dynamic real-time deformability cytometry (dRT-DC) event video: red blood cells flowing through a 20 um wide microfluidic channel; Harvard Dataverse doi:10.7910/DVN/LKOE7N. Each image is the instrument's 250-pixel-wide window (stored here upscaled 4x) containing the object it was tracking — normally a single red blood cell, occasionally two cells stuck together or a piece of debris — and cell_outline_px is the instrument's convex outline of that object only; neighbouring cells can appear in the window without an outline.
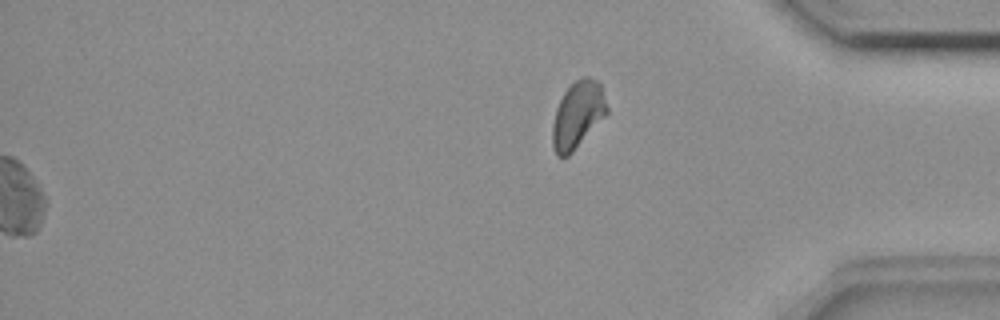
{"species": "common noctule bat (a hibernating species)", "species_latin": "Nyctalus noctula", "temperature_condition": "room temperature", "stored_images_in_passage": 52, "segment_of_instrument_passage": [2, 2], "camera_frame_rate_fps": 3000, "um_per_image_px": 0.085, "animal": {"sex": "female", "body_mass_g": 18.4}, "frame": {"image": 1, "passage_image": 52, "time_ms": 17.0, "image_size_px": [1000, 320], "cell_outline_px": [[608, 112], [572, 152], [568, 156], [556, 156], [552, 144], [552, 124], [556, 108], [564, 92], [576, 80], [584, 76], [588, 76], [596, 80], [600, 84], [608, 108]], "centroid_in_image_um": [49.08, 9.75], "position_along_channel_um": 386.1, "area_um2": 20.92}}